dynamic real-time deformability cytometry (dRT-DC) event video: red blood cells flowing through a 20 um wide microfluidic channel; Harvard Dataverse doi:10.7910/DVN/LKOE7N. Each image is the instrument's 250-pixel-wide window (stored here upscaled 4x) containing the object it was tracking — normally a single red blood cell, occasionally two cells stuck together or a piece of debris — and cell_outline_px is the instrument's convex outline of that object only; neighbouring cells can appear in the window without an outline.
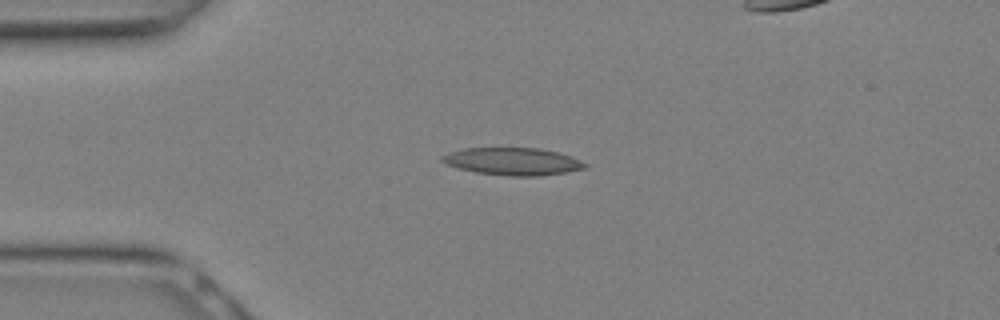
{"species": "Egyptian fruit bat (a non-hibernating species)", "species_latin": "Rousettus aegyptiacus", "temperature_condition": "warm", "stored_images_in_passage": 9, "camera_frame_rate_fps": 3000, "um_per_image_px": 0.085, "animal": {"sex": "female"}, "frame": {"image": 1, "passage_image": 4, "time_ms": 1.0, "image_size_px": [1000, 320], "cell_outline_px": [[588, 168], [540, 176], [508, 176], [476, 172], [444, 164], [440, 160], [440, 156], [448, 152], [464, 148], [540, 148], [572, 156], [588, 164]], "centroid_in_image_um": [43.57, 13.72], "position_along_channel_um": 41.4, "area_um2": 22.95}}
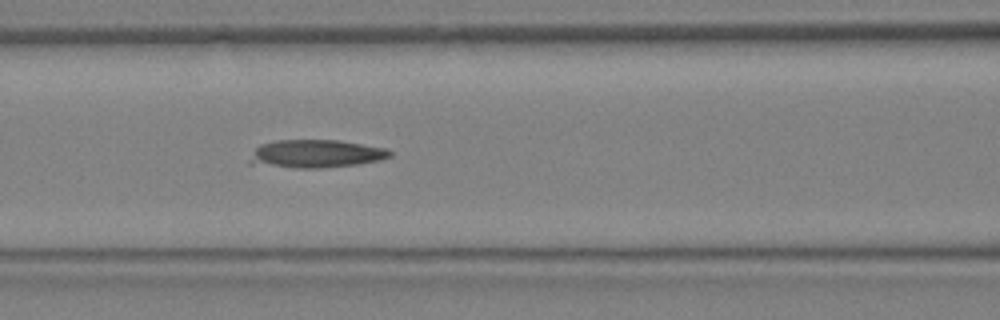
{"frame": {"image": 2, "passage_image": 9, "time_ms": 2.667, "image_size_px": [1000, 320], "cell_outline_px": [[392, 156], [380, 160], [356, 164], [324, 168], [296, 168], [248, 164], [248, 160], [256, 148], [260, 144], [276, 140], [340, 140], [384, 148], [392, 152]], "centroid_in_image_um": [26.81, 13.08], "position_along_channel_um": 139.8, "area_um2": 23.0}}